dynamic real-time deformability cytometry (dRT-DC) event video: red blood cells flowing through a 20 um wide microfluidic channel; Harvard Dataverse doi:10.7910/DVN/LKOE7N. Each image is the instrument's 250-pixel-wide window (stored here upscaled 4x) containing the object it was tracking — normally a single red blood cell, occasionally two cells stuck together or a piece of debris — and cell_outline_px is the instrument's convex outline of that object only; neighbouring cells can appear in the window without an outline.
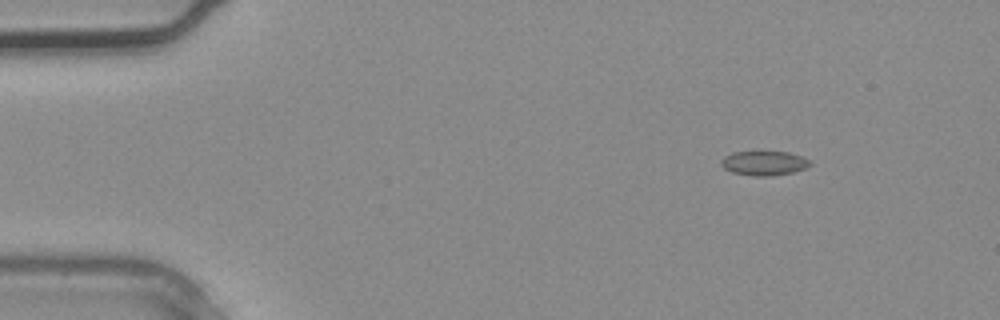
{"species": "common noctule bat (a hibernating species)", "species_latin": "Nyctalus noctula", "temperature_condition": "warm", "stored_images_in_passage": 4, "camera_frame_rate_fps": 3000, "um_per_image_px": 0.085, "animal": {"sex": "male", "body_mass_g": 20.4}, "frame": {"image": 1, "passage_image": 2, "time_ms": 0.333, "image_size_px": [1000, 320], "cell_outline_px": [[812, 164], [804, 168], [792, 172], [772, 176], [752, 176], [732, 172], [724, 168], [720, 164], [720, 160], [724, 156], [732, 152], [788, 152], [804, 156]], "centroid_in_image_um": [64.92, 13.87], "position_along_channel_um": 20.1, "area_um2": 12.66}}
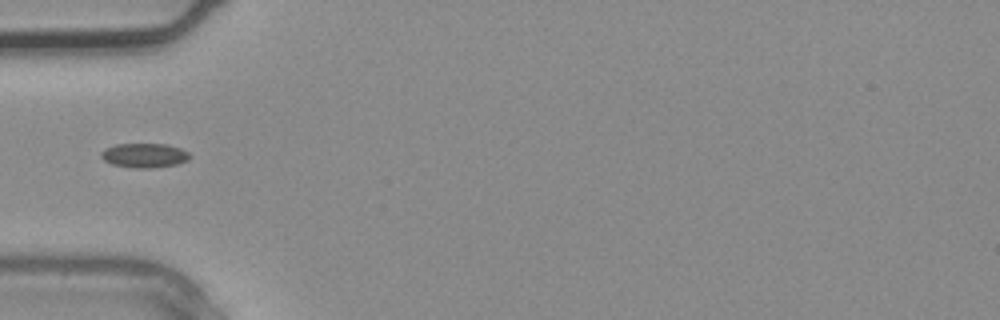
{"frame": {"image": 2, "passage_image": 4, "time_ms": 1.0, "image_size_px": [1000, 320], "cell_outline_px": [[192, 156], [188, 160], [176, 164], [152, 168], [136, 168], [112, 164], [104, 160], [100, 156], [100, 152], [104, 148], [116, 144], [164, 144], [180, 148], [188, 152]], "centroid_in_image_um": [12.26, 13.2], "position_along_channel_um": 72.7, "area_um2": 12.6}}